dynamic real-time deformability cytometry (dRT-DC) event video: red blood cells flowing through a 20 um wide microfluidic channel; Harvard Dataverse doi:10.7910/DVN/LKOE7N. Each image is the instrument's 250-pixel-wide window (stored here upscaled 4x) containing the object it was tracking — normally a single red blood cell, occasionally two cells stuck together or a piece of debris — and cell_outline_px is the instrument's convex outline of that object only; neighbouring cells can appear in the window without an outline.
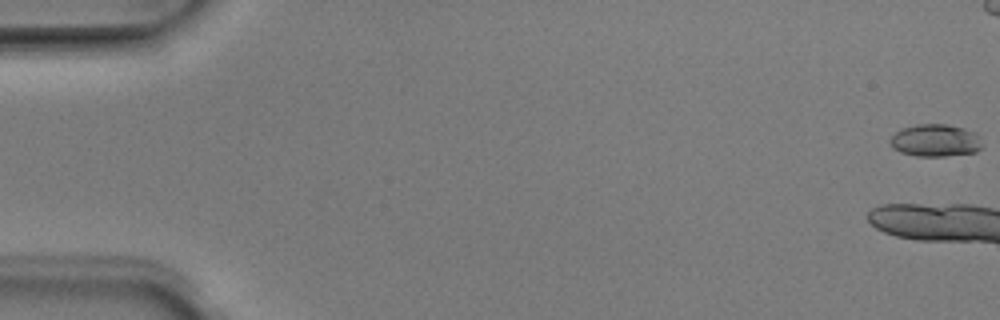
{"species": "Egyptian fruit bat (a non-hibernating species)", "species_latin": "Rousettus aegyptiacus", "temperature_condition": "room temperature", "stored_images_in_passage": 6, "camera_frame_rate_fps": 3000, "um_per_image_px": 0.085, "animal": {"sex": "male"}, "frame": {"image": 1, "passage_image": 1, "time_ms": 0.0, "image_size_px": [1000, 320], "cell_outline_px": [[984, 148], [976, 152], [944, 156], [916, 156], [900, 152], [892, 148], [888, 140], [900, 128], [916, 124], [948, 124], [964, 128], [976, 132], [984, 144]], "centroid_in_image_um": [79.53, 11.93], "position_along_channel_um": 5.5, "area_um2": 17.8}}